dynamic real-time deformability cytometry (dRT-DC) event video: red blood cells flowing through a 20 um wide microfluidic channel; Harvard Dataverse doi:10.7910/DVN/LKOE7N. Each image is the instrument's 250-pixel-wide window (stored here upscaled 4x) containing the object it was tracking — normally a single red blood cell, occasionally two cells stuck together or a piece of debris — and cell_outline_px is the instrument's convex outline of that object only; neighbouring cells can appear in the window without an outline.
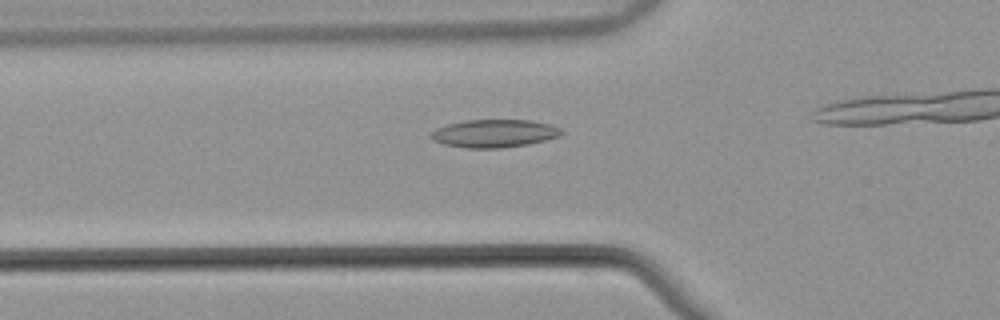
{"species": "common noctule bat (a hibernating species)", "species_latin": "Nyctalus noctula", "temperature_condition": "warm", "stored_images_in_passage": 21, "camera_frame_rate_fps": 3000, "um_per_image_px": 0.085, "animal": {"sex": "male", "body_mass_g": 21.5, "forearm_length_mm": 52.0}, "frame": {"image": 1, "passage_image": 10, "time_ms": 3.0, "image_size_px": [1000, 320], "cell_outline_px": [[564, 132], [560, 136], [528, 144], [500, 148], [468, 148], [444, 144], [432, 140], [428, 136], [436, 128], [448, 124], [464, 120], [532, 120], [552, 124], [560, 128]], "centroid_in_image_um": [42.02, 11.33], "position_along_channel_um": 83.8, "area_um2": 21.33}}